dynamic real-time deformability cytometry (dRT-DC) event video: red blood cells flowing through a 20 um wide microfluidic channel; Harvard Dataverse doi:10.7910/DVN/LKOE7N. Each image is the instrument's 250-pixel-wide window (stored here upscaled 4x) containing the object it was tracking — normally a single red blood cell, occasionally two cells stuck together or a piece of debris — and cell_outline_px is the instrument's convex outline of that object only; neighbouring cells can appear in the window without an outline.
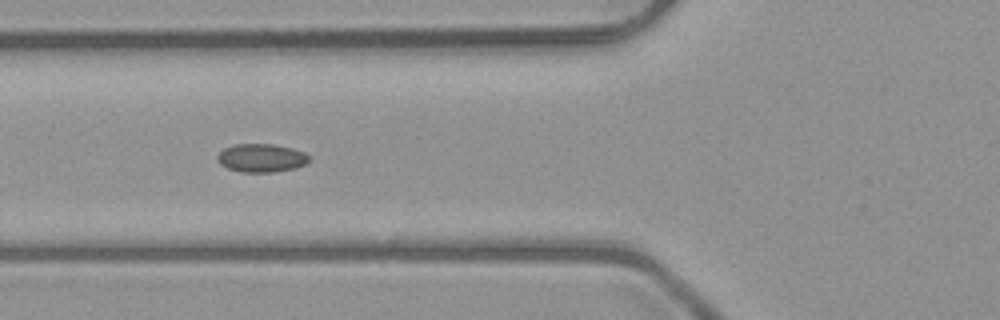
{"species": "common noctule bat (a hibernating species)", "species_latin": "Nyctalus noctula", "temperature_condition": "room temperature", "stored_images_in_passage": 10, "camera_frame_rate_fps": 3000, "um_per_image_px": 0.085, "animal": {"sex": "male", "body_mass_g": 23.1, "forearm_length_mm": 52.7}, "frame": {"image": 1, "passage_image": 6, "time_ms": 1.667, "image_size_px": [1000, 320], "cell_outline_px": [[308, 160], [304, 164], [296, 168], [272, 172], [240, 172], [228, 168], [220, 164], [216, 156], [224, 148], [236, 144], [272, 144], [292, 148], [304, 152], [308, 156]], "centroid_in_image_um": [22.19, 13.43], "position_along_channel_um": 103.6, "area_um2": 15.03}}